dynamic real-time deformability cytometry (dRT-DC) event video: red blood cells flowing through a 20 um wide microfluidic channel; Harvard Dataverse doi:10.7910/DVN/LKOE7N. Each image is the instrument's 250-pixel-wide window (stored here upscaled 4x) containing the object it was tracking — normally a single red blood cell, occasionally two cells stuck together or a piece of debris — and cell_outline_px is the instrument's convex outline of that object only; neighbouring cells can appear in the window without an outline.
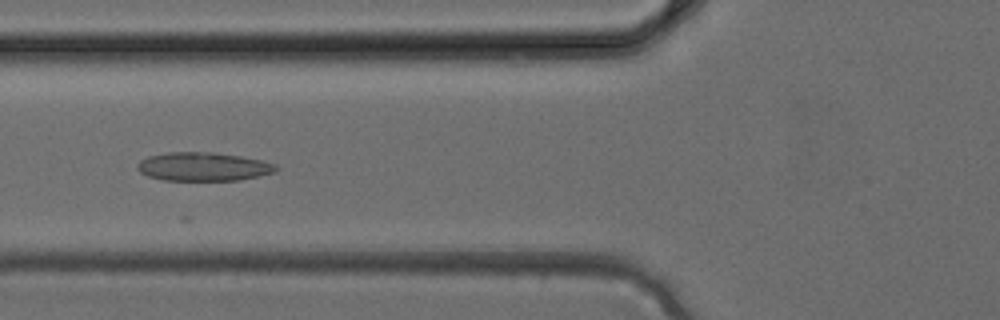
{"species": "common noctule bat (a hibernating species)", "species_latin": "Nyctalus noctula", "temperature_condition": "cold", "stored_images_in_passage": 4, "camera_frame_rate_fps": 3000, "um_per_image_px": 0.085, "animal": {"sex": "female", "body_mass_g": 24.6, "forearm_length_mm": 56.2}, "frame": {"image": 1, "passage_image": 4, "time_ms": 1.0, "image_size_px": [1000, 320], "cell_outline_px": [[280, 168], [276, 172], [240, 180], [164, 180], [148, 176], [140, 172], [136, 168], [136, 164], [140, 160], [148, 156], [168, 152], [212, 152], [240, 156], [264, 160], [276, 164]], "centroid_in_image_um": [17.3, 14.16], "position_along_channel_um": 108.5, "area_um2": 23.29}}